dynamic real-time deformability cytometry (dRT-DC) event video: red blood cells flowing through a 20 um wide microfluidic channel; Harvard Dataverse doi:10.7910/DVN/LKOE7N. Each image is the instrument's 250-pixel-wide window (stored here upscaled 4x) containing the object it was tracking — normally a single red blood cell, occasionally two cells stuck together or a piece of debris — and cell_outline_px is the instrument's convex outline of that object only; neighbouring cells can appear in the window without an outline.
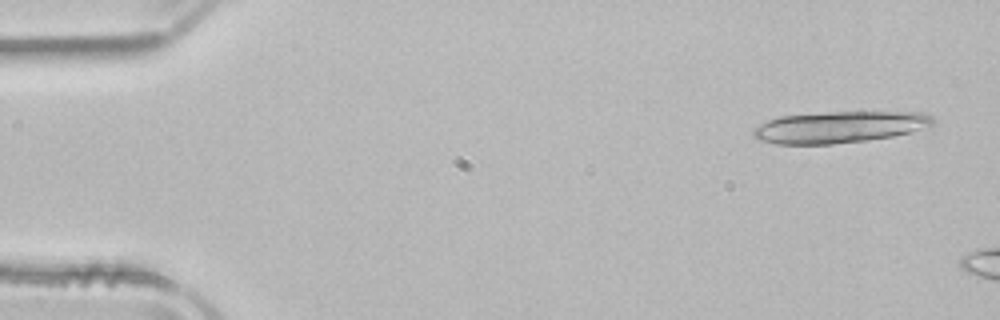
{"species": "common noctule bat (a hibernating species)", "species_latin": "Nyctalus noctula", "temperature_condition": "room temperature", "stored_images_in_passage": 7, "camera_frame_rate_fps": 3000, "um_per_image_px": 0.085, "animal": {"sex": "male", "body_mass_g": 21.5, "forearm_length_mm": 52.0}, "frame": {"image": 1, "passage_image": 2, "time_ms": 0.333, "image_size_px": [1000, 320], "cell_outline_px": [[936, 124], [928, 128], [892, 136], [868, 140], [832, 144], [776, 144], [760, 140], [752, 136], [752, 128], [768, 120], [780, 116], [824, 112], [920, 112], [932, 116], [936, 120]], "centroid_in_image_um": [71.37, 10.8], "position_along_channel_um": 13.6, "area_um2": 33.35}}